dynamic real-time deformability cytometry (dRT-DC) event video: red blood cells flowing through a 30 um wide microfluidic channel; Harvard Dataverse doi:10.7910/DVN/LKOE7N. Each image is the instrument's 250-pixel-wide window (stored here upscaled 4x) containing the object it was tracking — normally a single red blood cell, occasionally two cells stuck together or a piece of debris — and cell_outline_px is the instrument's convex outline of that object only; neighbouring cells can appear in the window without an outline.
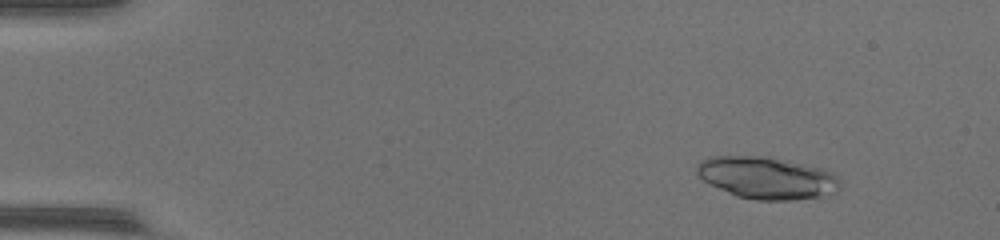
{"species": "common noctule bat (a hibernating species)", "species_latin": "Nyctalus noctula", "temperature_condition": "warm", "stored_images_in_passage": 51, "camera_frame_rate_fps": 3000, "um_per_image_px": 0.085, "animal": {"sex": "female", "body_mass_g": 17.0, "forearm_length_mm": 48.0}, "frame": {"image": 1, "passage_image": 6, "time_ms": 1.667, "image_size_px": [1000, 240], "cell_outline_px": [[840, 188], [836, 192], [820, 196], [796, 200], [756, 200], [736, 196], [704, 180], [696, 172], [696, 164], [700, 160], [712, 156], [756, 156], [804, 164], [820, 168], [832, 172], [840, 180]], "centroid_in_image_um": [65.19, 15.13], "position_along_channel_um": 19.8, "area_um2": 34.74}}